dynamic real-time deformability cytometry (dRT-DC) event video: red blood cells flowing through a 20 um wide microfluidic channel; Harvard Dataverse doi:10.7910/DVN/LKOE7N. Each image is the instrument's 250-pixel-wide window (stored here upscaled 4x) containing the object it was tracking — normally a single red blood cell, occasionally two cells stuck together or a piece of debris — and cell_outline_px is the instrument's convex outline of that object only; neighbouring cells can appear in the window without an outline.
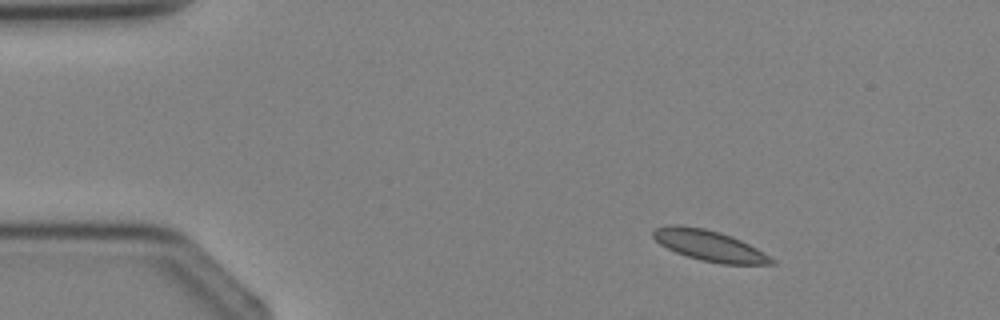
{"species": "Egyptian fruit bat (a non-hibernating species)", "species_latin": "Rousettus aegyptiacus", "temperature_condition": "cold", "stored_images_in_passage": 3, "camera_frame_rate_fps": 3000, "um_per_image_px": 0.085, "animal": {"sex": "female"}, "frame": {"image": 1, "passage_image": 1, "time_ms": 0.0, "image_size_px": [1000, 320], "cell_outline_px": [[776, 264], [720, 264], [700, 260], [676, 252], [660, 244], [652, 236], [652, 232], [656, 228], [668, 224], [676, 224], [704, 228], [720, 232], [732, 236], [756, 248], [776, 260]], "centroid_in_image_um": [60.29, 20.87], "position_along_channel_um": 24.7, "area_um2": 21.15}}
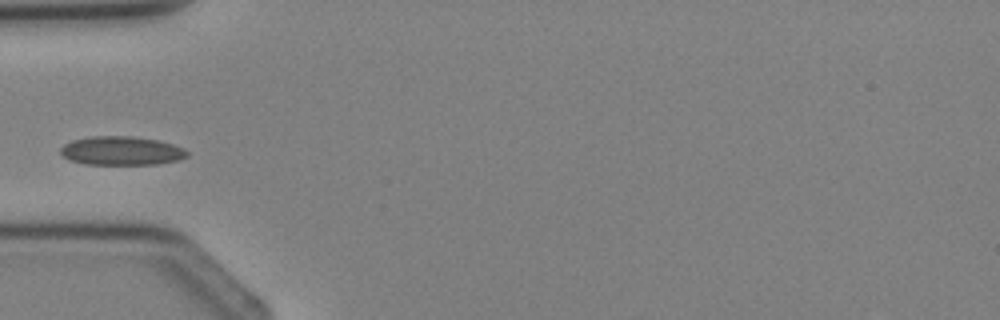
{"frame": {"image": 2, "passage_image": 3, "time_ms": 2.333, "image_size_px": [1000, 320], "cell_outline_px": [[188, 156], [180, 160], [156, 164], [84, 164], [68, 160], [60, 152], [60, 148], [64, 144], [72, 140], [92, 136], [132, 136], [156, 140], [172, 144], [184, 148], [188, 152]], "centroid_in_image_um": [10.32, 12.82], "position_along_channel_um": 74.7, "area_um2": 21.27}}